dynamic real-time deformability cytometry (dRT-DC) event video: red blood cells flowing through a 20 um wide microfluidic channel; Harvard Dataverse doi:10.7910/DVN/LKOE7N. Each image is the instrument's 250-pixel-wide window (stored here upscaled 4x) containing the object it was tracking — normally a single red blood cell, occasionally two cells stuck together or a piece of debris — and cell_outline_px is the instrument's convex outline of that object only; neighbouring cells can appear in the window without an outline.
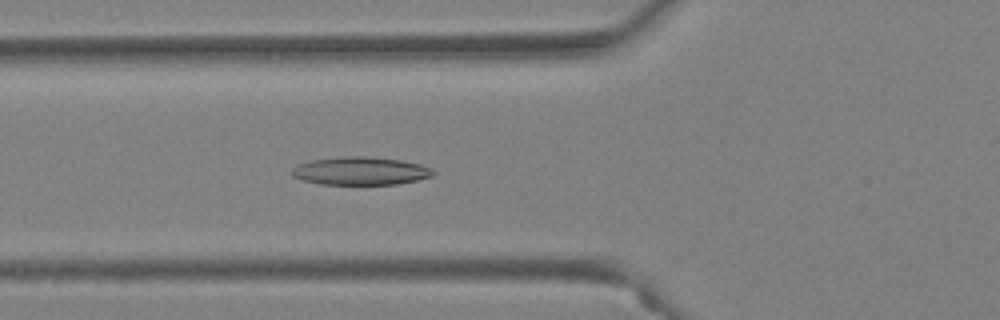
{"species": "Egyptian fruit bat (a non-hibernating species)", "species_latin": "Rousettus aegyptiacus", "temperature_condition": "warm", "stored_images_in_passage": 37, "camera_frame_rate_fps": 3000, "um_per_image_px": 0.085, "animal": {"sex": "female"}, "frame": {"image": 1, "passage_image": 6, "time_ms": 1.667, "image_size_px": [1000, 320], "cell_outline_px": [[436, 172], [432, 176], [416, 180], [396, 184], [320, 184], [300, 180], [292, 176], [292, 168], [300, 164], [312, 160], [344, 156], [364, 156], [400, 160], [420, 164], [432, 168]], "centroid_in_image_um": [30.64, 14.53], "position_along_channel_um": 95.2, "area_um2": 23.0}}
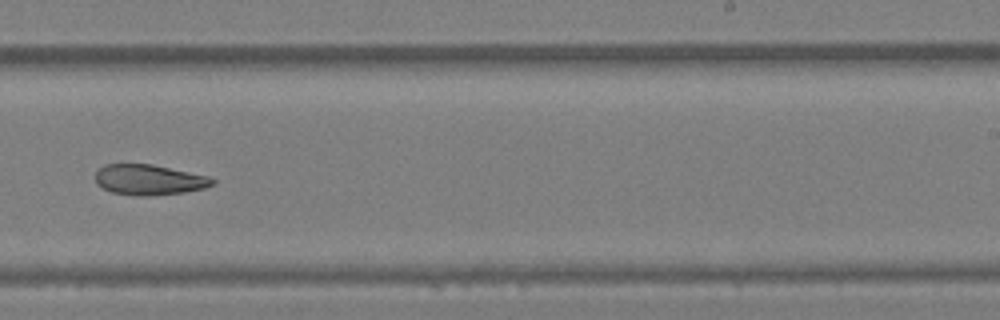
{"frame": {"image": 2, "passage_image": 19, "time_ms": 6.0, "image_size_px": [1000, 320], "cell_outline_px": [[216, 180], [212, 184], [204, 188], [184, 192], [148, 196], [136, 196], [112, 192], [96, 184], [96, 172], [104, 164], [152, 164], [208, 176]], "centroid_in_image_um": [12.65, 15.28], "position_along_channel_um": 276.3, "area_um2": 20.63}}
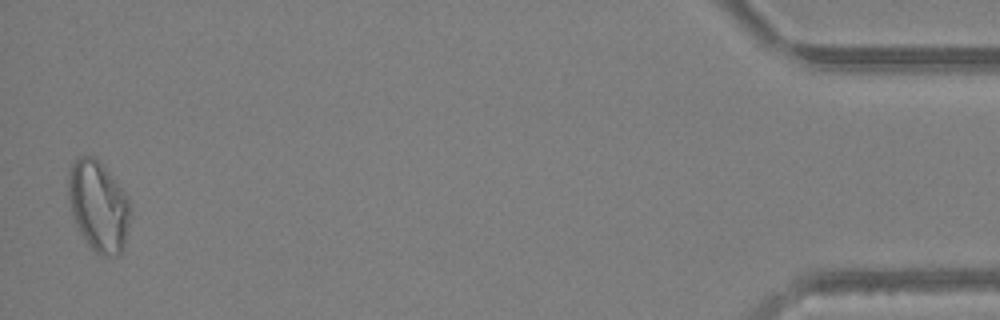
{"frame": {"image": 3, "passage_image": 36, "time_ms": 11.667, "image_size_px": [1000, 320], "cell_outline_px": [[132, 212], [124, 244], [120, 252], [116, 256], [100, 256], [88, 244], [80, 232], [72, 212], [68, 196], [68, 172], [72, 164], [80, 156], [96, 156], [128, 196], [132, 208]], "centroid_in_image_um": [8.39, 17.5], "position_along_channel_um": 426.8, "area_um2": 32.77}, "authors_computed_cell_mechanics": {"area_um2": 22.253, "velocity_mm_per_s": 4.1833, "shape_relaxation_time_tau1_ms": null, "shape_relaxation_time_tau2_ms": 4.5308, "deformation_change_tau1": null, "deformation_change_tau2": 0.1154}}